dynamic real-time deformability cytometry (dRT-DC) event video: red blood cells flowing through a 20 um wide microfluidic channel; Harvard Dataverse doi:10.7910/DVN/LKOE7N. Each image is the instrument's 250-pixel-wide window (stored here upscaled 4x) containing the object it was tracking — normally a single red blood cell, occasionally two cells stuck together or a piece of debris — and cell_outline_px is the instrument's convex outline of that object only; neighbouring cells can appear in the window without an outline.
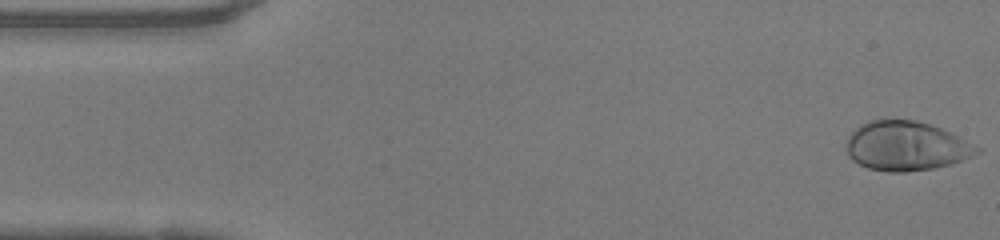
{"species": "human", "species_latin": "Homo sapiens", "temperature_condition": "warm", "stored_images_in_passage": 49, "camera_frame_rate_fps": 3000, "um_per_image_px": 0.085, "donor": {"sex": "female"}, "frame": {"image": 1, "passage_image": 1, "time_ms": 0.0, "image_size_px": [1000, 240], "cell_outline_px": [[984, 148], [980, 152], [972, 156], [952, 164], [932, 168], [904, 172], [888, 172], [868, 168], [852, 160], [848, 156], [848, 136], [860, 124], [868, 120], [916, 120], [940, 128], [960, 136]], "centroid_in_image_um": [77.07, 12.41], "position_along_channel_um": 7.9, "area_um2": 37.57}}
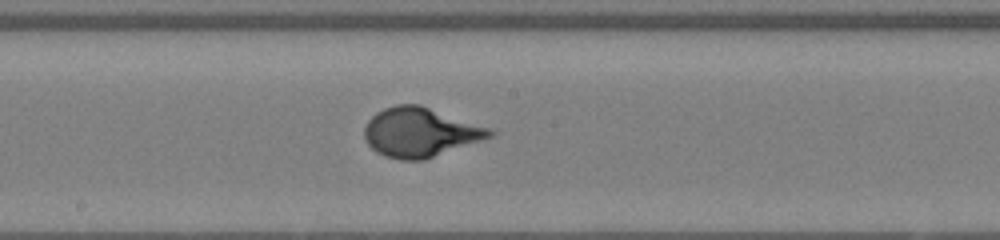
{"frame": {"image": 2, "passage_image": 25, "time_ms": 8.0, "image_size_px": [1000, 240], "cell_outline_px": [[496, 132], [492, 136], [424, 160], [400, 160], [384, 156], [376, 152], [364, 140], [364, 128], [368, 120], [376, 112], [384, 108], [396, 104], [420, 104], [492, 128]], "centroid_in_image_um": [35.7, 11.23], "position_along_channel_um": 212.5, "area_um2": 36.18}}
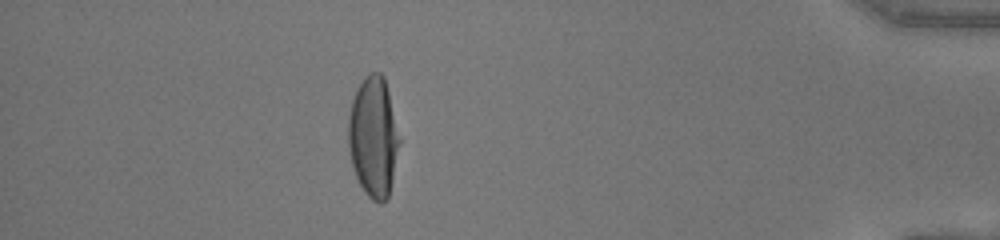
{"frame": {"image": 3, "passage_image": 43, "time_ms": 14.0, "image_size_px": [1000, 240], "cell_outline_px": [[400, 144], [388, 200], [380, 204], [372, 200], [364, 192], [356, 176], [352, 164], [348, 148], [348, 116], [352, 100], [356, 88], [372, 72], [380, 72], [384, 76], [400, 140]], "centroid_in_image_um": [31.73, 11.69], "position_along_channel_um": 403.5, "area_um2": 35.78}, "authors_computed_cell_mechanics": {"area_um2": 35.4892, "velocity_mm_per_s": 4.0903, "shape_relaxation_time_tau1_ms": 4.5231, "shape_relaxation_time_tau2_ms": null, "deformation_change_tau1": 0.2523, "deformation_change_tau2": null}}